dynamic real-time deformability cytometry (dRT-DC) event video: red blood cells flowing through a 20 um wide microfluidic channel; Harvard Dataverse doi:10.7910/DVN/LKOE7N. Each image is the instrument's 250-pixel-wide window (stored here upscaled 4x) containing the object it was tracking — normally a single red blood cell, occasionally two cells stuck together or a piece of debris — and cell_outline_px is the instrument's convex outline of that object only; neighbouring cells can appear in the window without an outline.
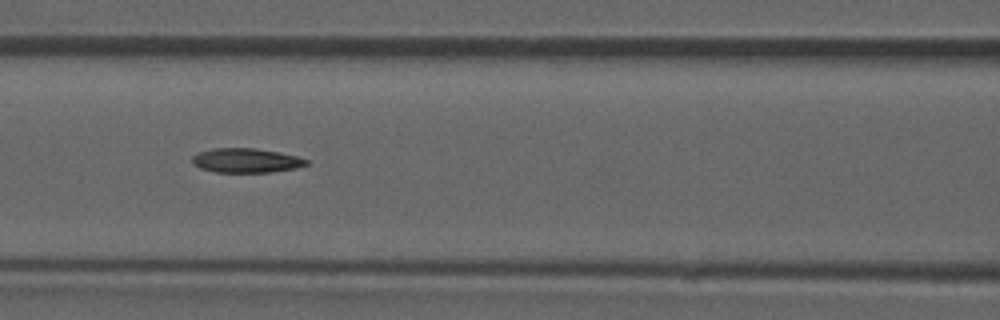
{"species": "common noctule bat (a hibernating species)", "species_latin": "Nyctalus noctula", "temperature_condition": "room temperature", "stored_images_in_passage": 53, "camera_frame_rate_fps": 3000, "um_per_image_px": 0.085, "animal": {"sex": "male", "forearm_length_mm": 52.5}, "frame": {"image": 1, "passage_image": 23, "time_ms": 7.333, "image_size_px": [1000, 320], "cell_outline_px": [[308, 164], [296, 168], [268, 172], [216, 172], [200, 168], [192, 164], [192, 156], [200, 152], [212, 148], [256, 148], [296, 156], [308, 160]], "centroid_in_image_um": [20.88, 13.64], "position_along_channel_um": 145.7, "area_um2": 16.07}, "authors_computed_cell_mechanics": {"area_um2": 16.8198, "velocity_mm_per_s": 3.8949, "shape_relaxation_time_tau1_ms": null, "shape_relaxation_time_tau2_ms": 6.758, "deformation_change_tau1": null, "deformation_change_tau2": 0.1107}}